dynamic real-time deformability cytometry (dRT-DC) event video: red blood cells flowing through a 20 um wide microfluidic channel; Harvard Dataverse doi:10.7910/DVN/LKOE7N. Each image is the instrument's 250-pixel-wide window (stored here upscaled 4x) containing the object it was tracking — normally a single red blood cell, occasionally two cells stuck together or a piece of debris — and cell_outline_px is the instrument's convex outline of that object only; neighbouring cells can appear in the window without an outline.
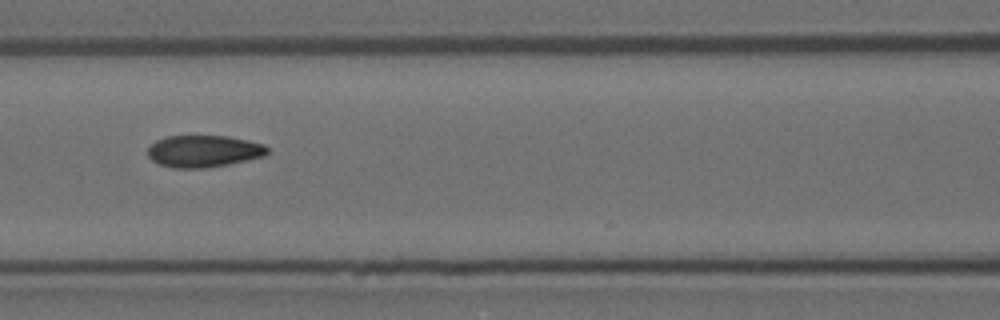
{"species": "Egyptian fruit bat (a non-hibernating species)", "species_latin": "Rousettus aegyptiacus", "temperature_condition": "room temperature", "stored_images_in_passage": 8, "camera_frame_rate_fps": 3000, "um_per_image_px": 0.085, "animal": {"sex": "female"}, "frame": {"image": 1, "passage_image": 6, "time_ms": 1.667, "image_size_px": [1000, 320], "cell_outline_px": [[268, 152], [264, 156], [228, 164], [204, 168], [172, 168], [160, 164], [152, 160], [148, 156], [148, 148], [156, 140], [168, 136], [228, 136], [248, 140], [264, 144], [268, 148]], "centroid_in_image_um": [17.31, 12.85], "position_along_channel_um": 149.3, "area_um2": 22.2}}
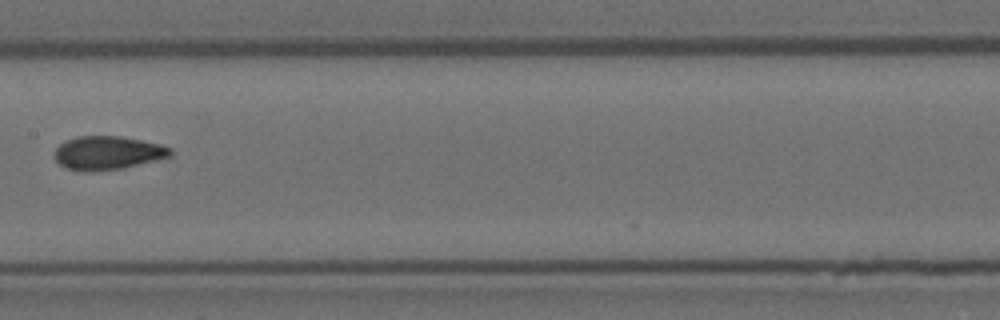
{"frame": {"image": 2, "passage_image": 7, "time_ms": 2.0, "image_size_px": [1000, 320], "cell_outline_px": [[172, 152], [168, 156], [156, 160], [124, 168], [96, 172], [80, 172], [64, 168], [52, 156], [52, 152], [60, 144], [76, 136], [120, 136], [160, 144], [172, 148]], "centroid_in_image_um": [9.08, 13.01], "position_along_channel_um": 198.3, "area_um2": 22.95}}
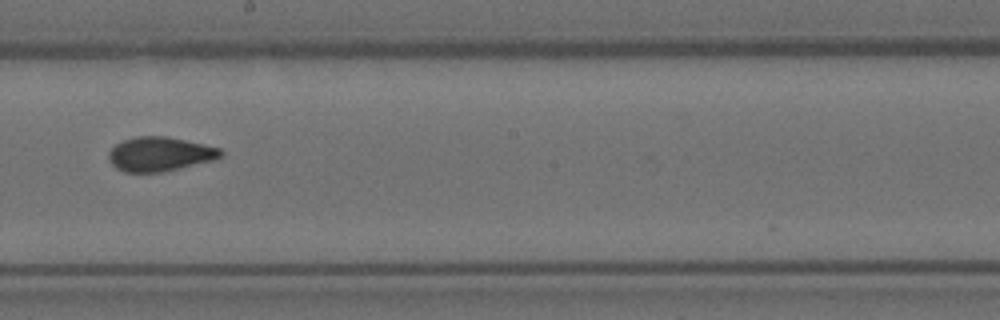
{"frame": {"image": 3, "passage_image": 8, "time_ms": 2.333, "image_size_px": [1000, 320], "cell_outline_px": [[224, 152], [220, 156], [212, 160], [160, 172], [124, 172], [116, 168], [112, 164], [108, 156], [108, 152], [116, 144], [124, 140], [136, 136], [168, 136], [204, 144], [220, 148]], "centroid_in_image_um": [13.56, 13.08], "position_along_channel_um": 234.6, "area_um2": 22.14}}